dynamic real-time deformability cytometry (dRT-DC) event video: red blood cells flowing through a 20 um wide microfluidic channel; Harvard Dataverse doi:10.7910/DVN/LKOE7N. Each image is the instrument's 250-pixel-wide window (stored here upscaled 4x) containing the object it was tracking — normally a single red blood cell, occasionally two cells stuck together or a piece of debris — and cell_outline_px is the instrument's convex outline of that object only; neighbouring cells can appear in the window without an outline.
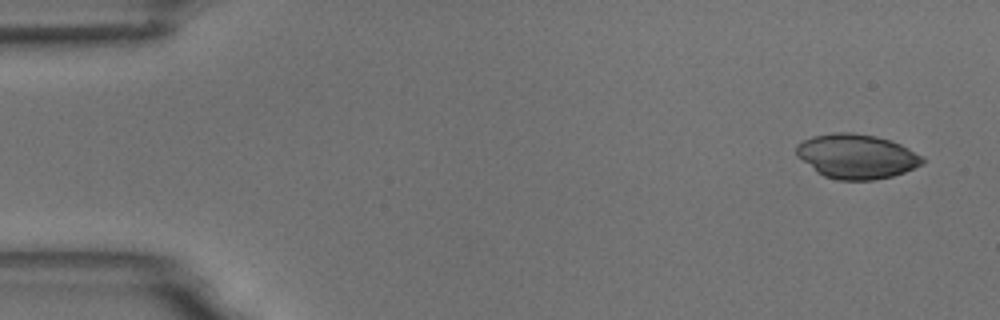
{"species": "common noctule bat (a hibernating species)", "species_latin": "Nyctalus noctula", "temperature_condition": "room temperature", "stored_images_in_passage": 6, "camera_frame_rate_fps": 3000, "um_per_image_px": 0.085, "animal": {"sex": "male", "body_mass_g": 18.8}, "frame": {"image": 1, "passage_image": 1, "time_ms": 0.0, "image_size_px": [1000, 320], "cell_outline_px": [[928, 160], [924, 164], [904, 172], [892, 176], [872, 180], [836, 180], [824, 176], [816, 172], [796, 156], [796, 144], [812, 136], [836, 132], [852, 132], [876, 136], [892, 140], [924, 156]], "centroid_in_image_um": [72.82, 13.29], "position_along_channel_um": 12.2, "area_um2": 33.12}}